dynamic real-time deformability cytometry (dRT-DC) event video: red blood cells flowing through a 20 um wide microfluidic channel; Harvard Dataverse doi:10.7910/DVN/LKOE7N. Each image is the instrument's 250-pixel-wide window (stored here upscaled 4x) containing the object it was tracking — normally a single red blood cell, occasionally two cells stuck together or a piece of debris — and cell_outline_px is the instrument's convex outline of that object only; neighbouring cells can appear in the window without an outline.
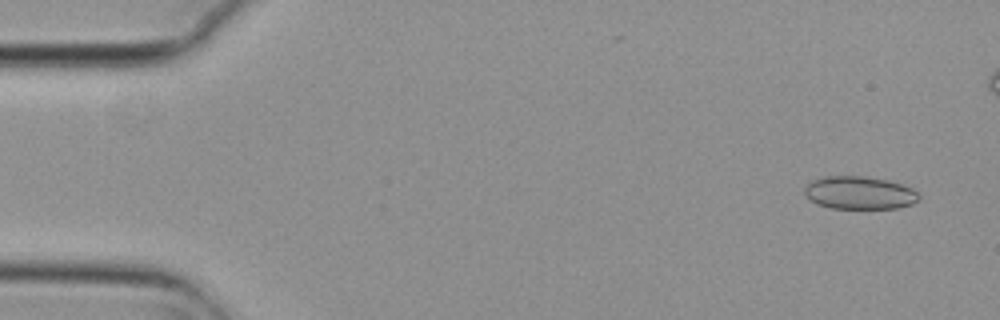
{"species": "common noctule bat (a hibernating species)", "species_latin": "Nyctalus noctula", "temperature_condition": "cold", "stored_images_in_passage": 5, "camera_frame_rate_fps": 3000, "um_per_image_px": 0.085, "animal": {"sex": "female", "body_mass_g": 29.2, "forearm_length_mm": 56.3}, "frame": {"image": 1, "passage_image": 1, "time_ms": 0.0, "image_size_px": [1000, 320], "cell_outline_px": [[920, 200], [912, 204], [900, 208], [832, 208], [816, 204], [804, 192], [804, 188], [812, 180], [828, 176], [864, 176], [888, 180], [904, 184], [912, 188], [920, 196]], "centroid_in_image_um": [73.1, 16.39], "position_along_channel_um": 11.9, "area_um2": 21.96}}
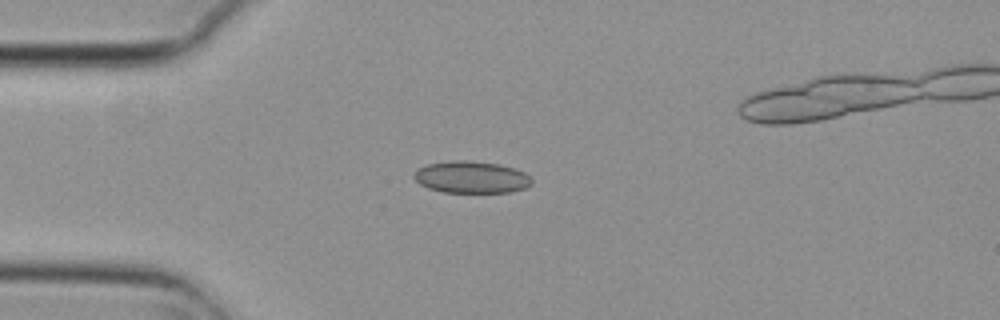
{"frame": {"image": 2, "passage_image": 4, "time_ms": 1.0, "image_size_px": [1000, 320], "cell_outline_px": [[532, 184], [524, 188], [512, 192], [444, 192], [428, 188], [420, 184], [412, 176], [416, 168], [428, 164], [452, 160], [464, 160], [500, 164], [516, 168], [532, 176]], "centroid_in_image_um": [40.08, 15.05], "position_along_channel_um": 44.9, "area_um2": 22.14}}